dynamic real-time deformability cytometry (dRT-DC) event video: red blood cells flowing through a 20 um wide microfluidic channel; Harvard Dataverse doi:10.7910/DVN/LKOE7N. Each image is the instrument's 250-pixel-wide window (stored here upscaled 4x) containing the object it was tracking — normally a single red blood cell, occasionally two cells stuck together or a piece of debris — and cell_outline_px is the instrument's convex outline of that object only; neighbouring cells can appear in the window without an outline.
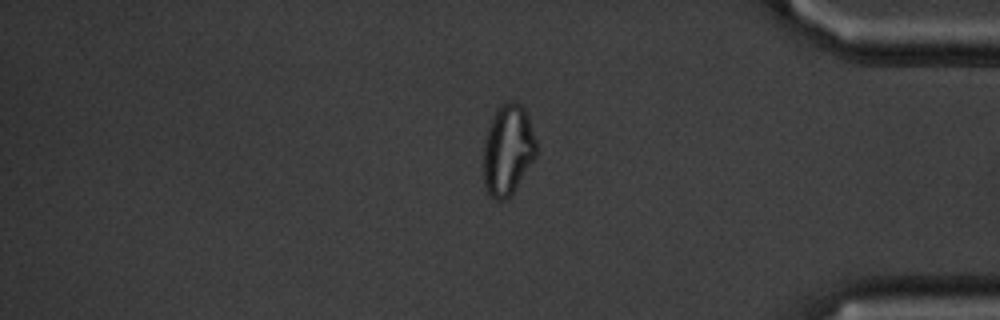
{"species": "common noctule bat (a hibernating species)", "species_latin": "Nyctalus noctula", "temperature_condition": "cold", "stored_images_in_passage": 16, "segment_of_instrument_passage": [2, 2], "camera_frame_rate_fps": 3000, "um_per_image_px": 0.085, "animal": {"sex": "male", "body_mass_g": 20.1, "forearm_length_mm": 53.5}, "frame": {"image": 1, "passage_image": 16, "time_ms": 19.333, "image_size_px": [1000, 320], "cell_outline_px": [[536, 156], [516, 188], [508, 200], [496, 200], [488, 196], [484, 188], [484, 136], [496, 108], [508, 100], [516, 100], [524, 108], [528, 116], [536, 140]], "centroid_in_image_um": [43.15, 12.75], "position_along_channel_um": 392.0, "area_um2": 28.38}}